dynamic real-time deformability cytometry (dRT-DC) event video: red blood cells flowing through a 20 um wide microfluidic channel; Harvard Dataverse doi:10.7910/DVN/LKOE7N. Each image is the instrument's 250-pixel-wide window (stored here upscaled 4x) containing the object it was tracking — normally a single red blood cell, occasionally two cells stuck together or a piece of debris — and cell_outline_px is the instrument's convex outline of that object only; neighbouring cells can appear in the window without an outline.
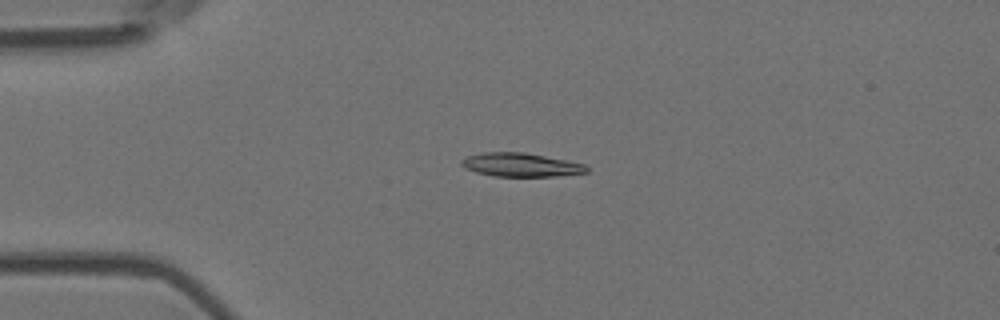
{"species": "Egyptian fruit bat (a non-hibernating species)", "species_latin": "Rousettus aegyptiacus", "temperature_condition": "room temperature", "stored_images_in_passage": 4, "camera_frame_rate_fps": 3000, "um_per_image_px": 0.085, "animal": {"sex": "female"}, "frame": {"image": 1, "passage_image": 3, "time_ms": 0.667, "image_size_px": [1000, 320], "cell_outline_px": [[588, 172], [556, 176], [492, 176], [476, 172], [464, 168], [460, 164], [460, 160], [468, 156], [484, 152], [524, 152], [584, 164], [588, 168]], "centroid_in_image_um": [44.22, 14.01], "position_along_channel_um": 40.8, "area_um2": 17.11}}